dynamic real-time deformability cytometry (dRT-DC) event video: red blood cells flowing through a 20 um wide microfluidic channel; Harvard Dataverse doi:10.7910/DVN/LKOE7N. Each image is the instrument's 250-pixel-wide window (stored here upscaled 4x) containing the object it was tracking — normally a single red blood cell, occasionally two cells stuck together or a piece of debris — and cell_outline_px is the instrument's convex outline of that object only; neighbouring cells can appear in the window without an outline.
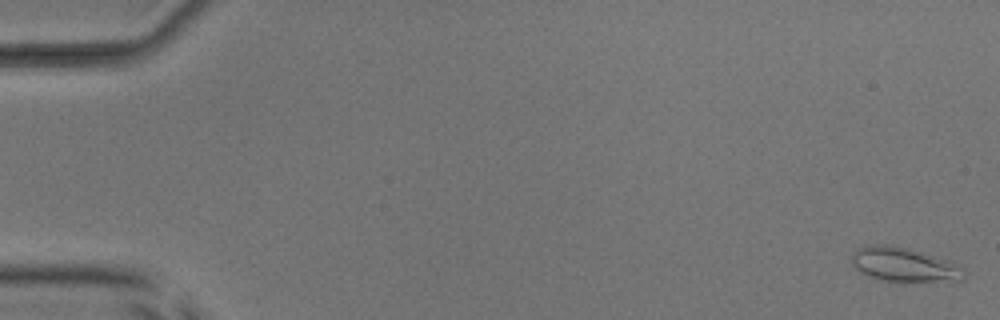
{"species": "common noctule bat (a hibernating species)", "species_latin": "Nyctalus noctula", "temperature_condition": "room temperature", "stored_images_in_passage": 52, "camera_frame_rate_fps": 3000, "um_per_image_px": 0.085, "animal": {"sex": "male", "body_mass_g": 17.9, "forearm_length_mm": 54.2}, "frame": {"image": 1, "passage_image": 1, "time_ms": 0.0, "image_size_px": [1000, 320], "cell_outline_px": [[964, 280], [900, 284], [880, 280], [868, 276], [860, 272], [852, 264], [852, 256], [864, 244], [892, 244], [908, 248], [944, 260], [964, 268]], "centroid_in_image_um": [76.82, 22.54], "position_along_channel_um": 8.2, "area_um2": 22.89}}
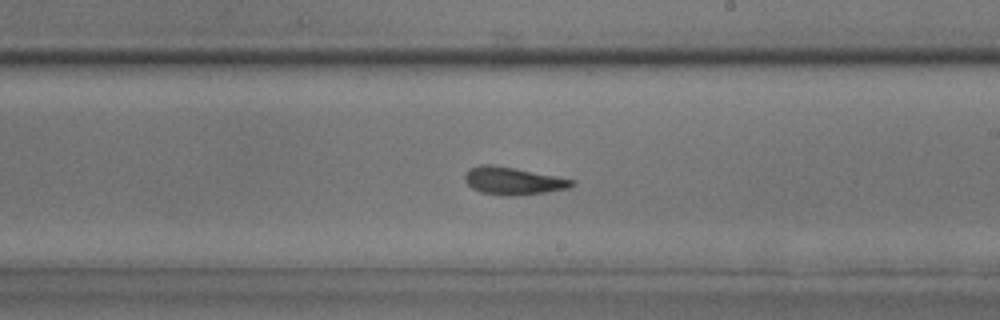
{"frame": {"image": 2, "passage_image": 31, "time_ms": 10.0, "image_size_px": [1000, 320], "cell_outline_px": [[576, 184], [568, 188], [544, 192], [516, 196], [500, 196], [480, 192], [472, 188], [464, 180], [464, 176], [468, 168], [480, 164], [492, 164], [516, 168], [576, 180]], "centroid_in_image_um": [43.58, 15.37], "position_along_channel_um": 245.4, "area_um2": 17.46}}
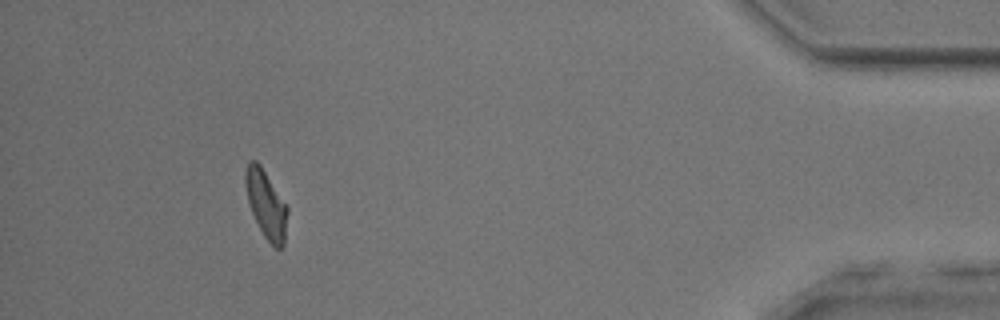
{"frame": {"image": 3, "passage_image": 48, "time_ms": 15.667, "image_size_px": [1000, 320], "cell_outline_px": [[288, 212], [284, 244], [280, 248], [276, 248], [264, 236], [252, 212], [248, 200], [244, 184], [244, 172], [248, 160], [256, 160], [260, 164], [288, 208]], "centroid_in_image_um": [22.6, 17.32], "position_along_channel_um": 412.6, "area_um2": 16.42}, "authors_computed_cell_mechanics": {"area_um2": 17.0799, "velocity_mm_per_s": 3.987, "shape_relaxation_time_tau1_ms": 6.7988, "shape_relaxation_time_tau2_ms": 2.9103, "deformation_change_tau1": 0.1837, "deformation_change_tau2": 0.1024}}